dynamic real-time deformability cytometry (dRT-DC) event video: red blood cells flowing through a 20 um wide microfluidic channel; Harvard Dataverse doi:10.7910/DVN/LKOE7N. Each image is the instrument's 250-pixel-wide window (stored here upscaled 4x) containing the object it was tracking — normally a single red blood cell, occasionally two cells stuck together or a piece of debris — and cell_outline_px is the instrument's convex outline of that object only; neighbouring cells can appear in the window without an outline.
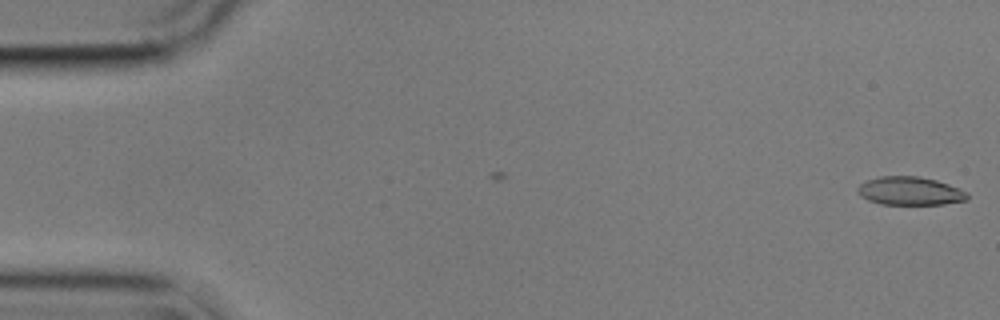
{"species": "common noctule bat (a hibernating species)", "species_latin": "Nyctalus noctula", "temperature_condition": "cold", "stored_images_in_passage": 3, "camera_frame_rate_fps": 3000, "um_per_image_px": 0.085, "animal": {"sex": "male", "body_mass_g": 17.9}, "frame": {"image": 1, "passage_image": 3, "time_ms": 0.667, "image_size_px": [1000, 320], "cell_outline_px": [[968, 200], [944, 204], [880, 204], [868, 200], [860, 196], [856, 192], [856, 188], [860, 184], [868, 180], [880, 176], [916, 176], [936, 180], [960, 188], [968, 192]], "centroid_in_image_um": [77.34, 16.24], "position_along_channel_um": 7.7, "area_um2": 18.21}}